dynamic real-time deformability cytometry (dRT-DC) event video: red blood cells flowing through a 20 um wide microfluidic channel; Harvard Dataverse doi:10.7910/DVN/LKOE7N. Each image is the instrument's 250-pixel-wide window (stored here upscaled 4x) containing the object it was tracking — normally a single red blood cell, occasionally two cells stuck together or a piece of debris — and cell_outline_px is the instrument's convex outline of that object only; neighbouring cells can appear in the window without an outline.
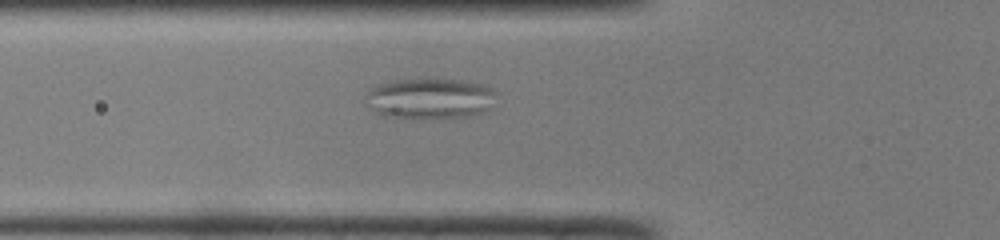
{"species": "common noctule bat (a hibernating species)", "species_latin": "Nyctalus noctula", "temperature_condition": "room temperature", "stored_images_in_passage": 39, "camera_frame_rate_fps": 3000, "um_per_image_px": 0.085, "animal": {"sex": "male", "body_mass_g": 19.0, "forearm_length_mm": 50.8}, "frame": {"image": 1, "passage_image": 5, "time_ms": 1.333, "image_size_px": [1000, 240], "cell_outline_px": [[496, 92], [488, 112], [468, 116], [388, 116], [372, 108], [364, 96], [368, 88], [376, 84], [396, 80], [464, 80], [488, 84]], "centroid_in_image_um": [36.6, 8.32], "position_along_channel_um": 89.2, "area_um2": 30.17}}
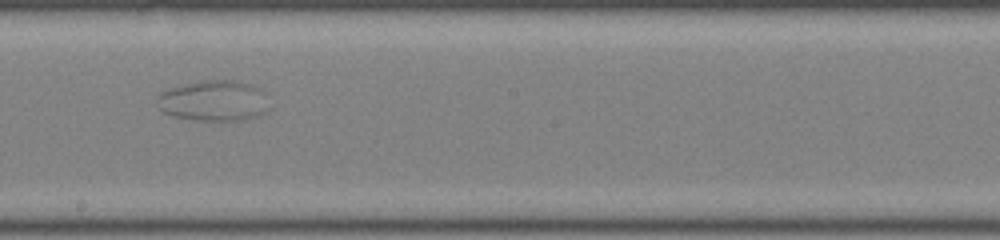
{"frame": {"image": 2, "passage_image": 16, "time_ms": 5.0, "image_size_px": [1000, 240], "cell_outline_px": [[268, 108], [264, 112], [256, 116], [240, 120], [196, 120], [172, 116], [164, 112], [156, 104], [156, 100], [164, 92], [172, 88], [184, 84], [204, 80], [240, 80], [252, 84], [260, 88], [264, 92]], "centroid_in_image_um": [18.19, 8.55], "position_along_channel_um": 230.0, "area_um2": 26.41}}
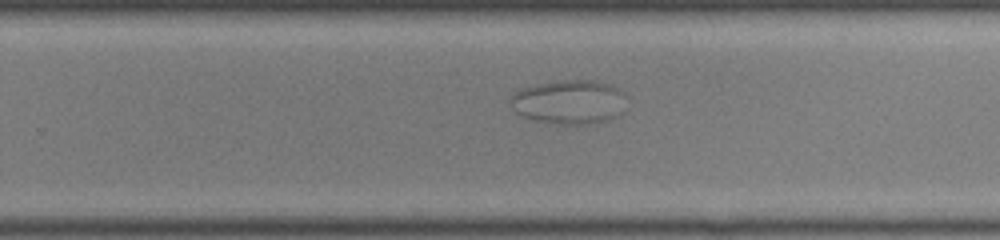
{"frame": {"image": 3, "passage_image": 20, "time_ms": 6.333, "image_size_px": [1000, 240], "cell_outline_px": [[624, 112], [608, 120], [588, 124], [556, 124], [532, 120], [516, 112], [508, 104], [508, 96], [524, 88], [536, 84], [556, 80], [596, 80], [620, 88], [624, 92]], "centroid_in_image_um": [48.36, 8.66], "position_along_channel_um": 281.4, "area_um2": 30.29}}